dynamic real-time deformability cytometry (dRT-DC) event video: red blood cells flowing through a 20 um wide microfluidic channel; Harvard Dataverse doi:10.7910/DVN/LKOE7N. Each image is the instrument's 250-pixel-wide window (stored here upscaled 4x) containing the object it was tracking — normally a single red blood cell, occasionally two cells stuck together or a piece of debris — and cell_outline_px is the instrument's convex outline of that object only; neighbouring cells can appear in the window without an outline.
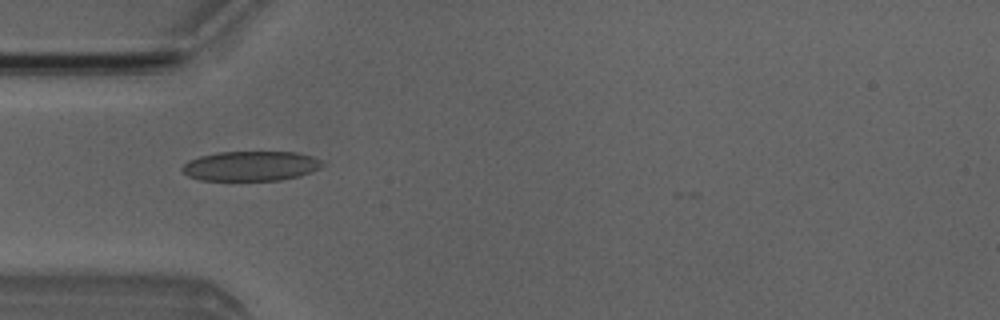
{"species": "Egyptian fruit bat (a non-hibernating species)", "species_latin": "Rousettus aegyptiacus", "temperature_condition": "room temperature", "stored_images_in_passage": 8, "camera_frame_rate_fps": 3000, "um_per_image_px": 0.085, "animal": {"sex": "male"}, "frame": {"image": 1, "passage_image": 4, "time_ms": 4.333, "image_size_px": [1000, 320], "cell_outline_px": [[324, 164], [320, 168], [300, 176], [280, 180], [200, 180], [188, 176], [180, 168], [188, 160], [200, 156], [216, 152], [296, 152], [312, 156], [324, 160]], "centroid_in_image_um": [21.33, 14.1], "position_along_channel_um": 63.7, "area_um2": 24.45}}
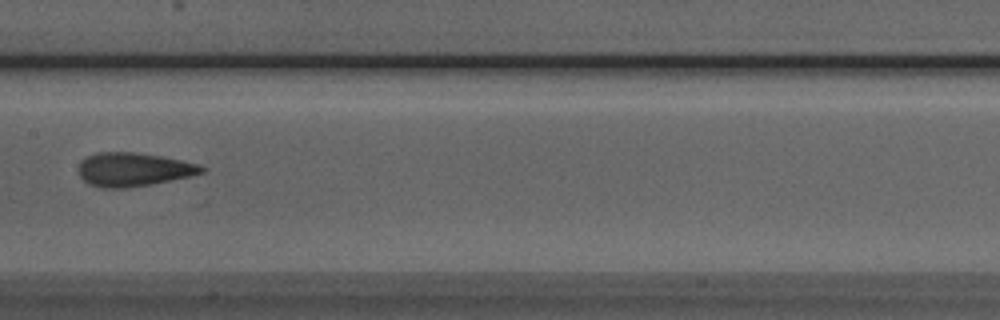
{"frame": {"image": 2, "passage_image": 7, "time_ms": 7.667, "image_size_px": [1000, 320], "cell_outline_px": [[208, 168], [204, 172], [192, 176], [152, 184], [128, 188], [100, 188], [88, 184], [80, 176], [80, 160], [96, 152], [132, 152], [160, 156], [200, 164]], "centroid_in_image_um": [11.37, 14.41], "position_along_channel_um": 196.0, "area_um2": 24.28}}
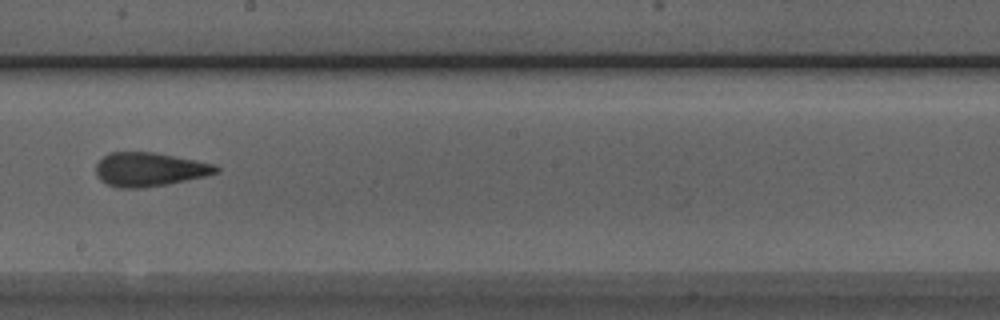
{"frame": {"image": 3, "passage_image": 8, "time_ms": 8.667, "image_size_px": [1000, 320], "cell_outline_px": [[220, 172], [204, 176], [168, 184], [144, 188], [116, 188], [100, 180], [96, 176], [96, 164], [108, 152], [152, 152], [196, 160], [212, 164], [220, 168]], "centroid_in_image_um": [12.67, 14.41], "position_along_channel_um": 235.5, "area_um2": 23.7}}